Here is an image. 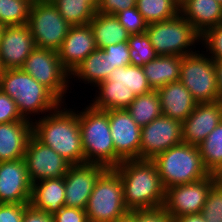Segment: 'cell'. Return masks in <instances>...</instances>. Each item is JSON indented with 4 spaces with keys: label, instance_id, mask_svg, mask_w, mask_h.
Masks as SVG:
<instances>
[{
    "label": "cell",
    "instance_id": "obj_23",
    "mask_svg": "<svg viewBox=\"0 0 222 222\" xmlns=\"http://www.w3.org/2000/svg\"><path fill=\"white\" fill-rule=\"evenodd\" d=\"M64 177L43 179L32 184L30 205L50 215L65 205Z\"/></svg>",
    "mask_w": 222,
    "mask_h": 222
},
{
    "label": "cell",
    "instance_id": "obj_50",
    "mask_svg": "<svg viewBox=\"0 0 222 222\" xmlns=\"http://www.w3.org/2000/svg\"><path fill=\"white\" fill-rule=\"evenodd\" d=\"M4 27L2 24H0V41H1V35H2V32L4 30Z\"/></svg>",
    "mask_w": 222,
    "mask_h": 222
},
{
    "label": "cell",
    "instance_id": "obj_46",
    "mask_svg": "<svg viewBox=\"0 0 222 222\" xmlns=\"http://www.w3.org/2000/svg\"><path fill=\"white\" fill-rule=\"evenodd\" d=\"M174 222H206V220L201 213H197L175 217Z\"/></svg>",
    "mask_w": 222,
    "mask_h": 222
},
{
    "label": "cell",
    "instance_id": "obj_7",
    "mask_svg": "<svg viewBox=\"0 0 222 222\" xmlns=\"http://www.w3.org/2000/svg\"><path fill=\"white\" fill-rule=\"evenodd\" d=\"M85 210L88 222H115L129 212L123 202L121 178L114 169L99 176Z\"/></svg>",
    "mask_w": 222,
    "mask_h": 222
},
{
    "label": "cell",
    "instance_id": "obj_30",
    "mask_svg": "<svg viewBox=\"0 0 222 222\" xmlns=\"http://www.w3.org/2000/svg\"><path fill=\"white\" fill-rule=\"evenodd\" d=\"M60 15L72 26L86 25L94 18L96 7L89 0H53Z\"/></svg>",
    "mask_w": 222,
    "mask_h": 222
},
{
    "label": "cell",
    "instance_id": "obj_38",
    "mask_svg": "<svg viewBox=\"0 0 222 222\" xmlns=\"http://www.w3.org/2000/svg\"><path fill=\"white\" fill-rule=\"evenodd\" d=\"M103 51L109 63V75L115 68L131 65L128 42L107 46Z\"/></svg>",
    "mask_w": 222,
    "mask_h": 222
},
{
    "label": "cell",
    "instance_id": "obj_49",
    "mask_svg": "<svg viewBox=\"0 0 222 222\" xmlns=\"http://www.w3.org/2000/svg\"><path fill=\"white\" fill-rule=\"evenodd\" d=\"M96 8L99 3V0H89Z\"/></svg>",
    "mask_w": 222,
    "mask_h": 222
},
{
    "label": "cell",
    "instance_id": "obj_25",
    "mask_svg": "<svg viewBox=\"0 0 222 222\" xmlns=\"http://www.w3.org/2000/svg\"><path fill=\"white\" fill-rule=\"evenodd\" d=\"M97 49L122 42H128L130 34L120 24L115 15L96 12L89 22Z\"/></svg>",
    "mask_w": 222,
    "mask_h": 222
},
{
    "label": "cell",
    "instance_id": "obj_41",
    "mask_svg": "<svg viewBox=\"0 0 222 222\" xmlns=\"http://www.w3.org/2000/svg\"><path fill=\"white\" fill-rule=\"evenodd\" d=\"M136 222H174L167 211L163 208L135 210Z\"/></svg>",
    "mask_w": 222,
    "mask_h": 222
},
{
    "label": "cell",
    "instance_id": "obj_40",
    "mask_svg": "<svg viewBox=\"0 0 222 222\" xmlns=\"http://www.w3.org/2000/svg\"><path fill=\"white\" fill-rule=\"evenodd\" d=\"M29 204L0 203V222H22Z\"/></svg>",
    "mask_w": 222,
    "mask_h": 222
},
{
    "label": "cell",
    "instance_id": "obj_15",
    "mask_svg": "<svg viewBox=\"0 0 222 222\" xmlns=\"http://www.w3.org/2000/svg\"><path fill=\"white\" fill-rule=\"evenodd\" d=\"M105 170L97 164L71 165L64 176L65 206L85 210L95 182Z\"/></svg>",
    "mask_w": 222,
    "mask_h": 222
},
{
    "label": "cell",
    "instance_id": "obj_44",
    "mask_svg": "<svg viewBox=\"0 0 222 222\" xmlns=\"http://www.w3.org/2000/svg\"><path fill=\"white\" fill-rule=\"evenodd\" d=\"M22 222H54L53 216L35 209L30 204L26 207Z\"/></svg>",
    "mask_w": 222,
    "mask_h": 222
},
{
    "label": "cell",
    "instance_id": "obj_12",
    "mask_svg": "<svg viewBox=\"0 0 222 222\" xmlns=\"http://www.w3.org/2000/svg\"><path fill=\"white\" fill-rule=\"evenodd\" d=\"M212 185L213 178L209 174L192 183L166 188L163 208L172 218L201 213Z\"/></svg>",
    "mask_w": 222,
    "mask_h": 222
},
{
    "label": "cell",
    "instance_id": "obj_34",
    "mask_svg": "<svg viewBox=\"0 0 222 222\" xmlns=\"http://www.w3.org/2000/svg\"><path fill=\"white\" fill-rule=\"evenodd\" d=\"M128 45L131 65L143 67L158 56L146 32L130 34Z\"/></svg>",
    "mask_w": 222,
    "mask_h": 222
},
{
    "label": "cell",
    "instance_id": "obj_16",
    "mask_svg": "<svg viewBox=\"0 0 222 222\" xmlns=\"http://www.w3.org/2000/svg\"><path fill=\"white\" fill-rule=\"evenodd\" d=\"M31 190L24 158L0 162V203L29 204Z\"/></svg>",
    "mask_w": 222,
    "mask_h": 222
},
{
    "label": "cell",
    "instance_id": "obj_13",
    "mask_svg": "<svg viewBox=\"0 0 222 222\" xmlns=\"http://www.w3.org/2000/svg\"><path fill=\"white\" fill-rule=\"evenodd\" d=\"M182 142V122L161 115L141 129L140 159L152 160Z\"/></svg>",
    "mask_w": 222,
    "mask_h": 222
},
{
    "label": "cell",
    "instance_id": "obj_48",
    "mask_svg": "<svg viewBox=\"0 0 222 222\" xmlns=\"http://www.w3.org/2000/svg\"><path fill=\"white\" fill-rule=\"evenodd\" d=\"M115 222H136L135 210L129 211L126 215L118 218Z\"/></svg>",
    "mask_w": 222,
    "mask_h": 222
},
{
    "label": "cell",
    "instance_id": "obj_20",
    "mask_svg": "<svg viewBox=\"0 0 222 222\" xmlns=\"http://www.w3.org/2000/svg\"><path fill=\"white\" fill-rule=\"evenodd\" d=\"M162 115L183 122L195 109L197 102L179 80L157 90Z\"/></svg>",
    "mask_w": 222,
    "mask_h": 222
},
{
    "label": "cell",
    "instance_id": "obj_37",
    "mask_svg": "<svg viewBox=\"0 0 222 222\" xmlns=\"http://www.w3.org/2000/svg\"><path fill=\"white\" fill-rule=\"evenodd\" d=\"M200 42L206 48V54L213 60L222 59V23L206 30L202 35ZM211 54V55H210Z\"/></svg>",
    "mask_w": 222,
    "mask_h": 222
},
{
    "label": "cell",
    "instance_id": "obj_31",
    "mask_svg": "<svg viewBox=\"0 0 222 222\" xmlns=\"http://www.w3.org/2000/svg\"><path fill=\"white\" fill-rule=\"evenodd\" d=\"M179 0H136V8L147 24L165 21L179 13Z\"/></svg>",
    "mask_w": 222,
    "mask_h": 222
},
{
    "label": "cell",
    "instance_id": "obj_36",
    "mask_svg": "<svg viewBox=\"0 0 222 222\" xmlns=\"http://www.w3.org/2000/svg\"><path fill=\"white\" fill-rule=\"evenodd\" d=\"M115 16L129 34H141L146 32L148 24L136 6L122 10L115 14Z\"/></svg>",
    "mask_w": 222,
    "mask_h": 222
},
{
    "label": "cell",
    "instance_id": "obj_29",
    "mask_svg": "<svg viewBox=\"0 0 222 222\" xmlns=\"http://www.w3.org/2000/svg\"><path fill=\"white\" fill-rule=\"evenodd\" d=\"M132 119L142 128L162 115L160 98L157 90L136 96L127 108Z\"/></svg>",
    "mask_w": 222,
    "mask_h": 222
},
{
    "label": "cell",
    "instance_id": "obj_47",
    "mask_svg": "<svg viewBox=\"0 0 222 222\" xmlns=\"http://www.w3.org/2000/svg\"><path fill=\"white\" fill-rule=\"evenodd\" d=\"M210 175L213 178V184L222 189V163L215 168Z\"/></svg>",
    "mask_w": 222,
    "mask_h": 222
},
{
    "label": "cell",
    "instance_id": "obj_8",
    "mask_svg": "<svg viewBox=\"0 0 222 222\" xmlns=\"http://www.w3.org/2000/svg\"><path fill=\"white\" fill-rule=\"evenodd\" d=\"M27 26L37 48L58 51L72 25L60 15L52 1L37 0L32 3Z\"/></svg>",
    "mask_w": 222,
    "mask_h": 222
},
{
    "label": "cell",
    "instance_id": "obj_51",
    "mask_svg": "<svg viewBox=\"0 0 222 222\" xmlns=\"http://www.w3.org/2000/svg\"><path fill=\"white\" fill-rule=\"evenodd\" d=\"M3 71H4V69H3L2 65H1V61H0V76L2 75Z\"/></svg>",
    "mask_w": 222,
    "mask_h": 222
},
{
    "label": "cell",
    "instance_id": "obj_11",
    "mask_svg": "<svg viewBox=\"0 0 222 222\" xmlns=\"http://www.w3.org/2000/svg\"><path fill=\"white\" fill-rule=\"evenodd\" d=\"M109 125L115 147V168L125 160L140 159L141 127L127 109L109 110Z\"/></svg>",
    "mask_w": 222,
    "mask_h": 222
},
{
    "label": "cell",
    "instance_id": "obj_19",
    "mask_svg": "<svg viewBox=\"0 0 222 222\" xmlns=\"http://www.w3.org/2000/svg\"><path fill=\"white\" fill-rule=\"evenodd\" d=\"M97 49L90 24L71 26L58 56L62 67L71 74L75 68Z\"/></svg>",
    "mask_w": 222,
    "mask_h": 222
},
{
    "label": "cell",
    "instance_id": "obj_22",
    "mask_svg": "<svg viewBox=\"0 0 222 222\" xmlns=\"http://www.w3.org/2000/svg\"><path fill=\"white\" fill-rule=\"evenodd\" d=\"M179 13L202 35L222 23V5L216 0H180Z\"/></svg>",
    "mask_w": 222,
    "mask_h": 222
},
{
    "label": "cell",
    "instance_id": "obj_27",
    "mask_svg": "<svg viewBox=\"0 0 222 222\" xmlns=\"http://www.w3.org/2000/svg\"><path fill=\"white\" fill-rule=\"evenodd\" d=\"M73 77L82 80L85 84L96 86L105 81L109 76V63L103 49H96L90 53L70 74Z\"/></svg>",
    "mask_w": 222,
    "mask_h": 222
},
{
    "label": "cell",
    "instance_id": "obj_32",
    "mask_svg": "<svg viewBox=\"0 0 222 222\" xmlns=\"http://www.w3.org/2000/svg\"><path fill=\"white\" fill-rule=\"evenodd\" d=\"M201 159L209 174L222 163V121L198 145Z\"/></svg>",
    "mask_w": 222,
    "mask_h": 222
},
{
    "label": "cell",
    "instance_id": "obj_17",
    "mask_svg": "<svg viewBox=\"0 0 222 222\" xmlns=\"http://www.w3.org/2000/svg\"><path fill=\"white\" fill-rule=\"evenodd\" d=\"M36 48L27 24L5 26L0 41V61L4 70L21 68Z\"/></svg>",
    "mask_w": 222,
    "mask_h": 222
},
{
    "label": "cell",
    "instance_id": "obj_28",
    "mask_svg": "<svg viewBox=\"0 0 222 222\" xmlns=\"http://www.w3.org/2000/svg\"><path fill=\"white\" fill-rule=\"evenodd\" d=\"M105 81H112V85L126 86L136 96L152 91L143 68L135 65L115 68Z\"/></svg>",
    "mask_w": 222,
    "mask_h": 222
},
{
    "label": "cell",
    "instance_id": "obj_24",
    "mask_svg": "<svg viewBox=\"0 0 222 222\" xmlns=\"http://www.w3.org/2000/svg\"><path fill=\"white\" fill-rule=\"evenodd\" d=\"M181 56H157L142 68L152 90H158L165 85L179 81L181 71Z\"/></svg>",
    "mask_w": 222,
    "mask_h": 222
},
{
    "label": "cell",
    "instance_id": "obj_18",
    "mask_svg": "<svg viewBox=\"0 0 222 222\" xmlns=\"http://www.w3.org/2000/svg\"><path fill=\"white\" fill-rule=\"evenodd\" d=\"M222 121V102L197 103L182 122L183 143L198 146Z\"/></svg>",
    "mask_w": 222,
    "mask_h": 222
},
{
    "label": "cell",
    "instance_id": "obj_9",
    "mask_svg": "<svg viewBox=\"0 0 222 222\" xmlns=\"http://www.w3.org/2000/svg\"><path fill=\"white\" fill-rule=\"evenodd\" d=\"M197 103L219 101L218 82L214 60L208 54H193L182 57L180 79Z\"/></svg>",
    "mask_w": 222,
    "mask_h": 222
},
{
    "label": "cell",
    "instance_id": "obj_1",
    "mask_svg": "<svg viewBox=\"0 0 222 222\" xmlns=\"http://www.w3.org/2000/svg\"><path fill=\"white\" fill-rule=\"evenodd\" d=\"M64 104L32 122V135L45 146L66 159L71 165L85 164L79 127V111ZM62 107V109H61Z\"/></svg>",
    "mask_w": 222,
    "mask_h": 222
},
{
    "label": "cell",
    "instance_id": "obj_39",
    "mask_svg": "<svg viewBox=\"0 0 222 222\" xmlns=\"http://www.w3.org/2000/svg\"><path fill=\"white\" fill-rule=\"evenodd\" d=\"M15 121L29 120H26L21 116L15 101L0 90V124Z\"/></svg>",
    "mask_w": 222,
    "mask_h": 222
},
{
    "label": "cell",
    "instance_id": "obj_42",
    "mask_svg": "<svg viewBox=\"0 0 222 222\" xmlns=\"http://www.w3.org/2000/svg\"><path fill=\"white\" fill-rule=\"evenodd\" d=\"M136 6V0H99L96 12L115 15L118 12Z\"/></svg>",
    "mask_w": 222,
    "mask_h": 222
},
{
    "label": "cell",
    "instance_id": "obj_5",
    "mask_svg": "<svg viewBox=\"0 0 222 222\" xmlns=\"http://www.w3.org/2000/svg\"><path fill=\"white\" fill-rule=\"evenodd\" d=\"M155 163L163 187L192 183L209 175L198 146L181 143L156 155Z\"/></svg>",
    "mask_w": 222,
    "mask_h": 222
},
{
    "label": "cell",
    "instance_id": "obj_43",
    "mask_svg": "<svg viewBox=\"0 0 222 222\" xmlns=\"http://www.w3.org/2000/svg\"><path fill=\"white\" fill-rule=\"evenodd\" d=\"M52 216L54 222H88L86 210L65 205Z\"/></svg>",
    "mask_w": 222,
    "mask_h": 222
},
{
    "label": "cell",
    "instance_id": "obj_21",
    "mask_svg": "<svg viewBox=\"0 0 222 222\" xmlns=\"http://www.w3.org/2000/svg\"><path fill=\"white\" fill-rule=\"evenodd\" d=\"M31 136V121L0 124V162L24 158L27 143Z\"/></svg>",
    "mask_w": 222,
    "mask_h": 222
},
{
    "label": "cell",
    "instance_id": "obj_10",
    "mask_svg": "<svg viewBox=\"0 0 222 222\" xmlns=\"http://www.w3.org/2000/svg\"><path fill=\"white\" fill-rule=\"evenodd\" d=\"M21 69L65 103L70 74L62 67L58 51L36 47L25 59Z\"/></svg>",
    "mask_w": 222,
    "mask_h": 222
},
{
    "label": "cell",
    "instance_id": "obj_6",
    "mask_svg": "<svg viewBox=\"0 0 222 222\" xmlns=\"http://www.w3.org/2000/svg\"><path fill=\"white\" fill-rule=\"evenodd\" d=\"M146 34L158 56L193 54L196 52L193 51L194 45H199L201 39V35L180 13L171 19L148 24Z\"/></svg>",
    "mask_w": 222,
    "mask_h": 222
},
{
    "label": "cell",
    "instance_id": "obj_4",
    "mask_svg": "<svg viewBox=\"0 0 222 222\" xmlns=\"http://www.w3.org/2000/svg\"><path fill=\"white\" fill-rule=\"evenodd\" d=\"M79 127L85 163L114 169L115 147L109 125V110L87 105L79 111Z\"/></svg>",
    "mask_w": 222,
    "mask_h": 222
},
{
    "label": "cell",
    "instance_id": "obj_2",
    "mask_svg": "<svg viewBox=\"0 0 222 222\" xmlns=\"http://www.w3.org/2000/svg\"><path fill=\"white\" fill-rule=\"evenodd\" d=\"M114 170L121 178L123 202L129 211L163 207L165 188L152 160H125Z\"/></svg>",
    "mask_w": 222,
    "mask_h": 222
},
{
    "label": "cell",
    "instance_id": "obj_26",
    "mask_svg": "<svg viewBox=\"0 0 222 222\" xmlns=\"http://www.w3.org/2000/svg\"><path fill=\"white\" fill-rule=\"evenodd\" d=\"M99 91L90 104L101 110L127 109L136 98L131 89L122 85H112V81H102L97 86Z\"/></svg>",
    "mask_w": 222,
    "mask_h": 222
},
{
    "label": "cell",
    "instance_id": "obj_52",
    "mask_svg": "<svg viewBox=\"0 0 222 222\" xmlns=\"http://www.w3.org/2000/svg\"><path fill=\"white\" fill-rule=\"evenodd\" d=\"M219 4L222 5V0H216Z\"/></svg>",
    "mask_w": 222,
    "mask_h": 222
},
{
    "label": "cell",
    "instance_id": "obj_35",
    "mask_svg": "<svg viewBox=\"0 0 222 222\" xmlns=\"http://www.w3.org/2000/svg\"><path fill=\"white\" fill-rule=\"evenodd\" d=\"M206 222H222V189L214 184L210 188L201 211Z\"/></svg>",
    "mask_w": 222,
    "mask_h": 222
},
{
    "label": "cell",
    "instance_id": "obj_14",
    "mask_svg": "<svg viewBox=\"0 0 222 222\" xmlns=\"http://www.w3.org/2000/svg\"><path fill=\"white\" fill-rule=\"evenodd\" d=\"M24 161L32 184L43 179L64 177L71 166L66 159L33 135L27 143Z\"/></svg>",
    "mask_w": 222,
    "mask_h": 222
},
{
    "label": "cell",
    "instance_id": "obj_45",
    "mask_svg": "<svg viewBox=\"0 0 222 222\" xmlns=\"http://www.w3.org/2000/svg\"><path fill=\"white\" fill-rule=\"evenodd\" d=\"M216 78L218 82L219 100L222 102V59L214 60Z\"/></svg>",
    "mask_w": 222,
    "mask_h": 222
},
{
    "label": "cell",
    "instance_id": "obj_3",
    "mask_svg": "<svg viewBox=\"0 0 222 222\" xmlns=\"http://www.w3.org/2000/svg\"><path fill=\"white\" fill-rule=\"evenodd\" d=\"M0 90L15 101L21 116L31 122L34 121L30 118L31 115H46V112L50 113L62 105L48 88L21 68L3 71L0 76Z\"/></svg>",
    "mask_w": 222,
    "mask_h": 222
},
{
    "label": "cell",
    "instance_id": "obj_33",
    "mask_svg": "<svg viewBox=\"0 0 222 222\" xmlns=\"http://www.w3.org/2000/svg\"><path fill=\"white\" fill-rule=\"evenodd\" d=\"M32 3L29 0H0V24L3 26L27 24Z\"/></svg>",
    "mask_w": 222,
    "mask_h": 222
}]
</instances>
